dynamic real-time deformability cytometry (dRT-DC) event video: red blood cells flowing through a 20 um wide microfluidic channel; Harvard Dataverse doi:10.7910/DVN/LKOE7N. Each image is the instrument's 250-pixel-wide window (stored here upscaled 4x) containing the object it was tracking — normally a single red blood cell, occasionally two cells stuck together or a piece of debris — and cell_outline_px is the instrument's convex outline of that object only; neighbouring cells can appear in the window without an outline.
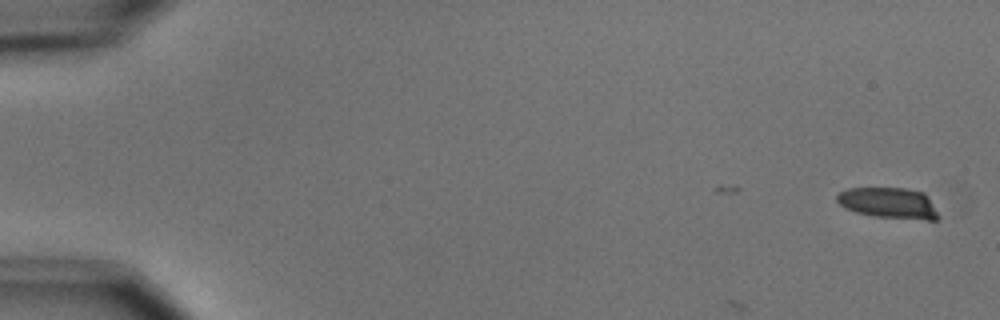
{"species": "common noctule bat (a hibernating species)", "species_latin": "Nyctalus noctula", "temperature_condition": "cold", "stored_images_in_passage": 5, "camera_frame_rate_fps": 3000, "um_per_image_px": 0.085, "animal": {"sex": "male", "body_mass_g": 15.6}, "frame": {"image": 1, "passage_image": 1, "time_ms": 0.0, "image_size_px": [1000, 320], "cell_outline_px": [[940, 216], [936, 220], [928, 220], [872, 216], [856, 212], [844, 208], [836, 200], [836, 196], [840, 192], [848, 188], [904, 188], [924, 192]], "centroid_in_image_um": [75.53, 17.26], "position_along_channel_um": 9.5, "area_um2": 18.26}}
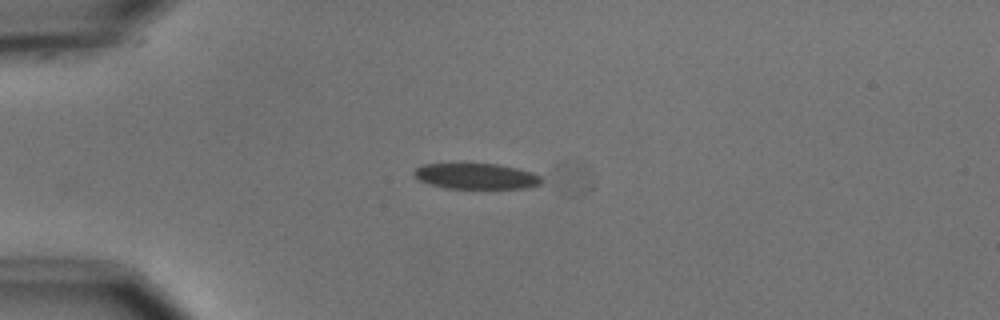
{"frame": {"image": 2, "passage_image": 4, "time_ms": 4.333, "image_size_px": [1000, 320], "cell_outline_px": [[544, 180], [540, 184], [524, 188], [444, 188], [420, 180], [412, 176], [412, 172], [420, 164], [460, 160], [496, 164], [516, 168], [532, 172], [540, 176]], "centroid_in_image_um": [40.37, 14.91], "position_along_channel_um": 44.6, "area_um2": 20.11}}